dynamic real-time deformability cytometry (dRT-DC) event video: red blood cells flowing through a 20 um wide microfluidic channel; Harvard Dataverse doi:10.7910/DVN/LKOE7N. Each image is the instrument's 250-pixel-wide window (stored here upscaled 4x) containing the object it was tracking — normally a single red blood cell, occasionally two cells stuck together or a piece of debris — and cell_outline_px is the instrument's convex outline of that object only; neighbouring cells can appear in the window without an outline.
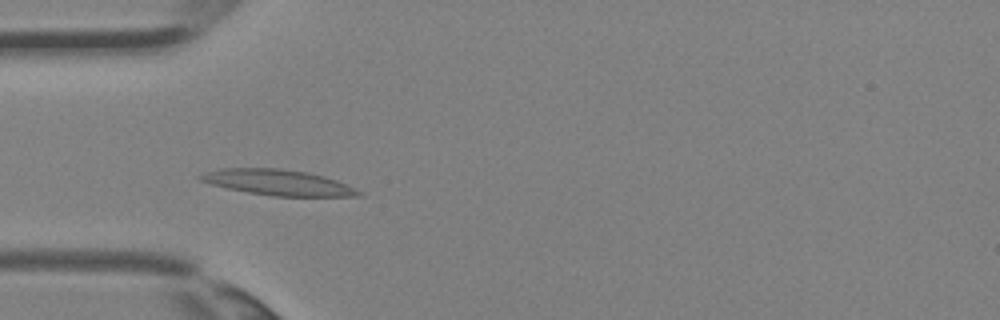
{"species": "Egyptian fruit bat (a non-hibernating species)", "species_latin": "Rousettus aegyptiacus", "temperature_condition": "room temperature", "stored_images_in_passage": 3, "camera_frame_rate_fps": 3000, "um_per_image_px": 0.085, "animal": {"sex": "female"}, "frame": {"image": 1, "passage_image": 3, "time_ms": 0.667, "image_size_px": [1000, 320], "cell_outline_px": [[364, 196], [272, 196], [248, 192], [228, 188], [212, 184], [200, 180], [196, 176], [204, 172], [220, 168], [280, 168], [308, 172], [324, 176], [336, 180], [360, 192]], "centroid_in_image_um": [23.58, 15.5], "position_along_channel_um": 61.4, "area_um2": 23.47}}